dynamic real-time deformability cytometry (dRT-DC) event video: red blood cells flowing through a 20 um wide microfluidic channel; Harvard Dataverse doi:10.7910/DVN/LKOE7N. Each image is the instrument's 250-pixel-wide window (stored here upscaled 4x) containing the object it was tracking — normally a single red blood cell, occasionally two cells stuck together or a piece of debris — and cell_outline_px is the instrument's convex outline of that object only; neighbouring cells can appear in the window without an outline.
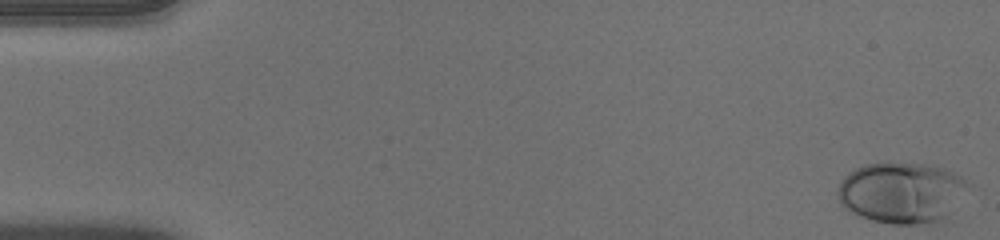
{"species": "human", "species_latin": "Homo sapiens", "temperature_condition": "warm", "stored_images_in_passage": 53, "camera_frame_rate_fps": 3000, "um_per_image_px": 0.085, "donor": {"sex": "male"}, "frame": {"image": 1, "passage_image": 1, "time_ms": 0.0, "image_size_px": [1000, 240], "cell_outline_px": [[968, 184], [944, 216], [936, 220], [916, 224], [892, 224], [872, 220], [848, 212], [840, 204], [836, 192], [840, 180], [848, 172], [864, 164], [884, 160], [924, 164], [944, 168], [960, 176]], "centroid_in_image_um": [76.47, 16.31], "position_along_channel_um": 8.5, "area_um2": 46.01}}
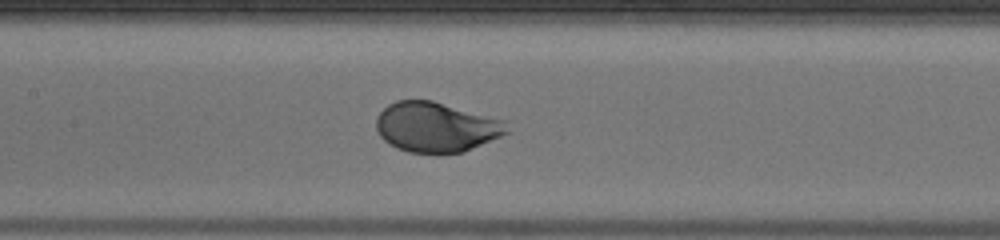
{"frame": {"image": 2, "passage_image": 25, "time_ms": 8.0, "image_size_px": [1000, 240], "cell_outline_px": [[508, 132], [500, 136], [464, 152], [408, 152], [396, 148], [384, 140], [380, 136], [376, 128], [376, 116], [388, 104], [396, 100], [432, 100], [508, 120]], "centroid_in_image_um": [37.08, 10.78], "position_along_channel_um": 170.3, "area_um2": 38.15}}
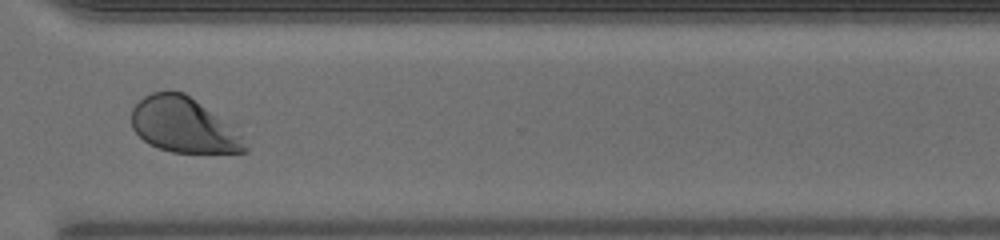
{"frame": {"image": 3, "passage_image": 39, "time_ms": 12.667, "image_size_px": [1000, 240], "cell_outline_px": [[248, 152], [172, 152], [156, 148], [148, 144], [132, 128], [132, 108], [144, 96], [152, 92], [184, 92], [240, 136], [248, 148]], "centroid_in_image_um": [15.5, 10.66], "position_along_channel_um": 355.1, "area_um2": 35.08}}